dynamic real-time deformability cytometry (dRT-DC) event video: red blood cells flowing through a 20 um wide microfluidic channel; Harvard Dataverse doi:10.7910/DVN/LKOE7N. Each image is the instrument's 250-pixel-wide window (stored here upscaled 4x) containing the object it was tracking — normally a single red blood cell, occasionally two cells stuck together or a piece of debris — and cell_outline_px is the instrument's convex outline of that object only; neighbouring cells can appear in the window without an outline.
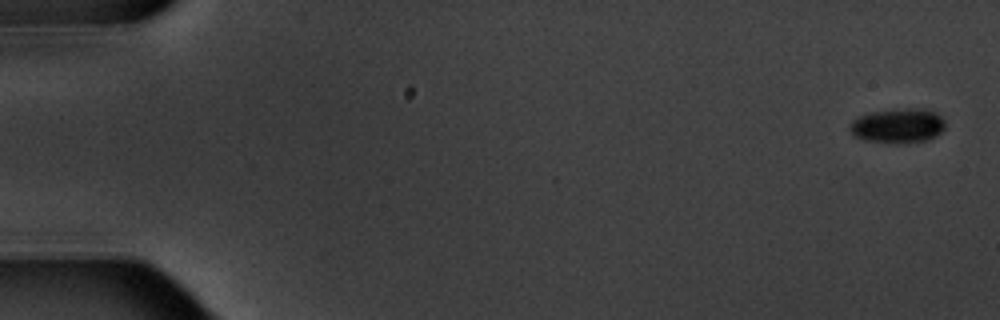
{"species": "common noctule bat (a hibernating species)", "species_latin": "Nyctalus noctula", "temperature_condition": "warm", "stored_images_in_passage": 5, "camera_frame_rate_fps": 3000, "um_per_image_px": 0.085, "animal": {"sex": "male", "body_mass_g": 20.1, "forearm_length_mm": 53.5}, "frame": {"image": 1, "passage_image": 1, "time_ms": 0.0, "image_size_px": [1000, 320], "cell_outline_px": [[944, 128], [936, 136], [924, 140], [868, 140], [852, 136], [848, 128], [848, 124], [852, 120], [860, 116], [872, 112], [904, 108], [928, 108], [936, 112], [944, 120]], "centroid_in_image_um": [76.31, 10.62], "position_along_channel_um": 8.7, "area_um2": 18.55}}
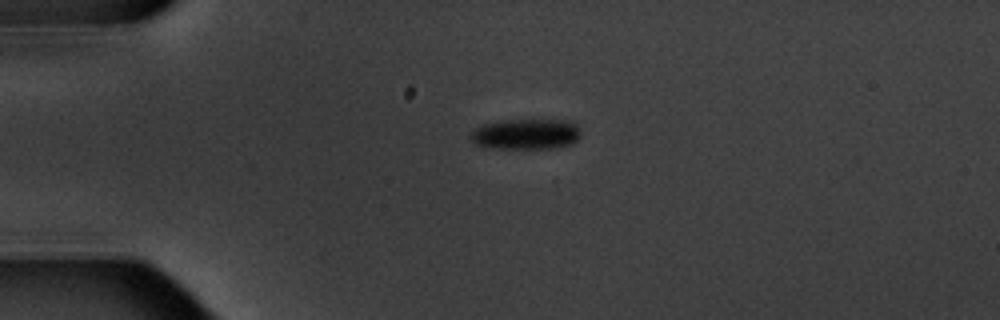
{"frame": {"image": 2, "passage_image": 4, "time_ms": 4.333, "image_size_px": [1000, 320], "cell_outline_px": [[580, 136], [572, 144], [556, 148], [488, 148], [476, 144], [468, 136], [472, 128], [484, 124], [504, 120], [572, 120], [580, 128]], "centroid_in_image_um": [44.7, 11.39], "position_along_channel_um": 40.3, "area_um2": 19.94}}